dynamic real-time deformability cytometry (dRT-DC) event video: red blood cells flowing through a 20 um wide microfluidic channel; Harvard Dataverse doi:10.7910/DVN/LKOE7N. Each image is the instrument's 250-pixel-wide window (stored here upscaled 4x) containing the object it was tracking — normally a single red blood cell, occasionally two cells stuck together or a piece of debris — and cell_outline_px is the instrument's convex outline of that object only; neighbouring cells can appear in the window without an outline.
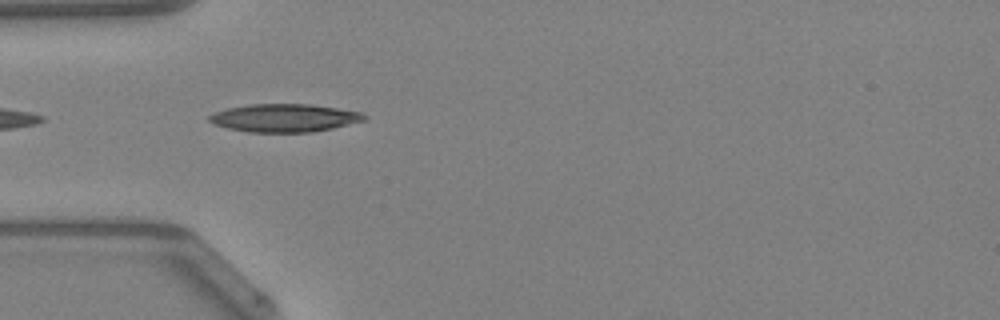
{"species": "Egyptian fruit bat (a non-hibernating species)", "species_latin": "Rousettus aegyptiacus", "temperature_condition": "warm", "stored_images_in_passage": 5, "camera_frame_rate_fps": 3000, "um_per_image_px": 0.085, "animal": {"sex": "female"}, "frame": {"image": 1, "passage_image": 2, "time_ms": 0.333, "image_size_px": [1000, 320], "cell_outline_px": [[368, 116], [364, 120], [332, 128], [312, 132], [248, 132], [228, 128], [216, 124], [208, 120], [208, 116], [216, 112], [228, 108], [252, 104], [308, 104], [336, 108], [360, 112]], "centroid_in_image_um": [24.17, 10.02], "position_along_channel_um": 60.8, "area_um2": 24.97}}